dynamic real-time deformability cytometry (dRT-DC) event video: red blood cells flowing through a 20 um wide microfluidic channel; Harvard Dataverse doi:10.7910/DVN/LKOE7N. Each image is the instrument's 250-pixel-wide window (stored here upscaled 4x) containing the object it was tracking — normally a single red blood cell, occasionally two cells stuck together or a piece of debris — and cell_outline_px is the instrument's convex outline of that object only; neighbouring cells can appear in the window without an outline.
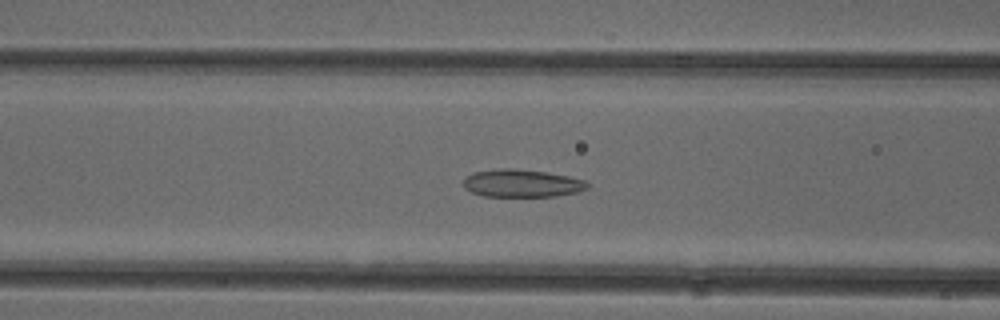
{"species": "common noctule bat (a hibernating species)", "species_latin": "Nyctalus noctula", "temperature_condition": "cold", "stored_images_in_passage": 51, "camera_frame_rate_fps": 3000, "um_per_image_px": 0.085, "animal": {"sex": "female"}, "frame": {"image": 1, "passage_image": 20, "time_ms": 6.333, "image_size_px": [1000, 320], "cell_outline_px": [[588, 188], [576, 192], [556, 196], [484, 196], [472, 192], [464, 188], [464, 176], [472, 172], [496, 168], [516, 168], [544, 172], [568, 176], [584, 180], [588, 184]], "centroid_in_image_um": [44.3, 15.57], "position_along_channel_um": 122.3, "area_um2": 20.06}}
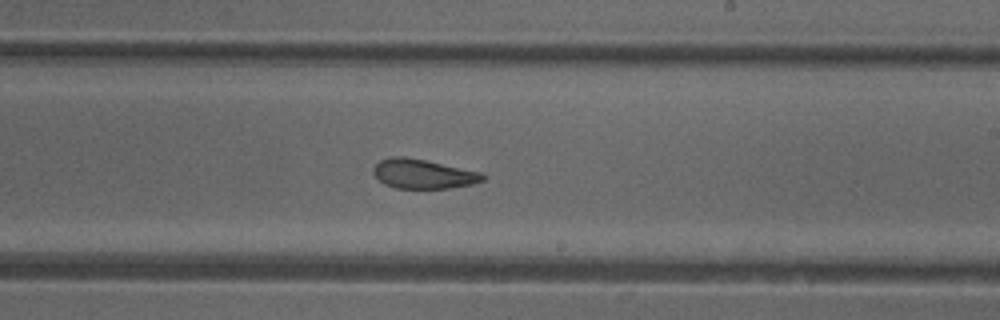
{"frame": {"image": 2, "passage_image": 30, "time_ms": 9.667, "image_size_px": [1000, 320], "cell_outline_px": [[488, 176], [484, 180], [472, 184], [448, 188], [396, 188], [384, 184], [372, 172], [372, 168], [380, 160], [388, 156], [404, 156], [424, 160], [480, 172]], "centroid_in_image_um": [35.94, 14.78], "position_along_channel_um": 253.1, "area_um2": 18.67}}
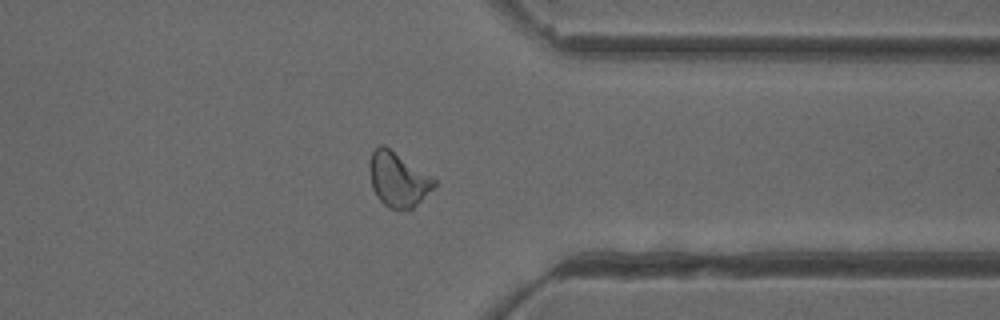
{"frame": {"image": 3, "passage_image": 40, "time_ms": 13.0, "image_size_px": [1000, 320], "cell_outline_px": [[436, 184], [412, 208], [388, 208], [376, 196], [372, 188], [368, 168], [368, 164], [372, 152], [380, 144], [384, 144], [436, 180]], "centroid_in_image_um": [33.77, 15.22], "position_along_channel_um": 377.6, "area_um2": 20.11}, "authors_computed_cell_mechanics": {"area_um2": 20.4612, "velocity_mm_per_s": 3.9234, "shape_relaxation_time_tau1_ms": 9.9297, "shape_relaxation_time_tau2_ms": 2.4921, "deformation_change_tau1": 0.1761, "deformation_change_tau2": 0.0844}}